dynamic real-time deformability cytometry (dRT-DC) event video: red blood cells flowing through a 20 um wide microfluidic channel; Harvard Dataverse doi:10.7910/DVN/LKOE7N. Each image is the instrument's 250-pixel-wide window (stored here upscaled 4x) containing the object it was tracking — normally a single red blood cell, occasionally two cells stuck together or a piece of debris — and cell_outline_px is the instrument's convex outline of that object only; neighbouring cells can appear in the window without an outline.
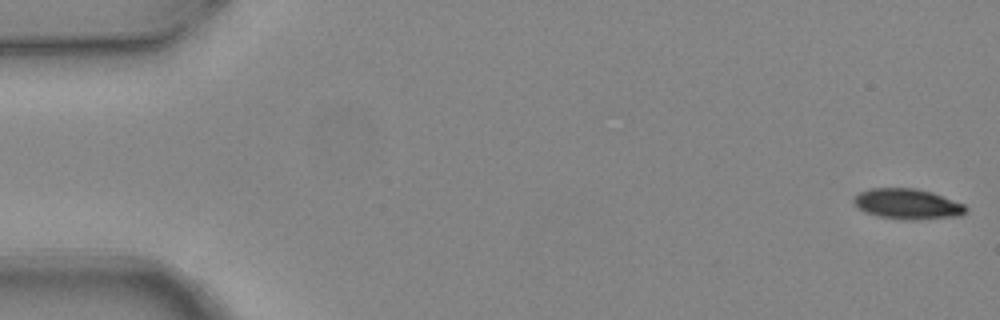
{"species": "common noctule bat (a hibernating species)", "species_latin": "Nyctalus noctula", "temperature_condition": "warm", "stored_images_in_passage": 4, "camera_frame_rate_fps": 3000, "um_per_image_px": 0.085, "animal": {"sex": "female", "body_mass_g": 24.6, "forearm_length_mm": 56.2}, "frame": {"image": 1, "passage_image": 1, "time_ms": 0.0, "image_size_px": [1000, 320], "cell_outline_px": [[968, 208], [960, 216], [912, 220], [908, 220], [876, 216], [864, 212], [852, 200], [860, 192], [868, 188], [916, 188], [932, 192], [964, 204]], "centroid_in_image_um": [77.13, 17.33], "position_along_channel_um": 7.9, "area_um2": 19.83}}